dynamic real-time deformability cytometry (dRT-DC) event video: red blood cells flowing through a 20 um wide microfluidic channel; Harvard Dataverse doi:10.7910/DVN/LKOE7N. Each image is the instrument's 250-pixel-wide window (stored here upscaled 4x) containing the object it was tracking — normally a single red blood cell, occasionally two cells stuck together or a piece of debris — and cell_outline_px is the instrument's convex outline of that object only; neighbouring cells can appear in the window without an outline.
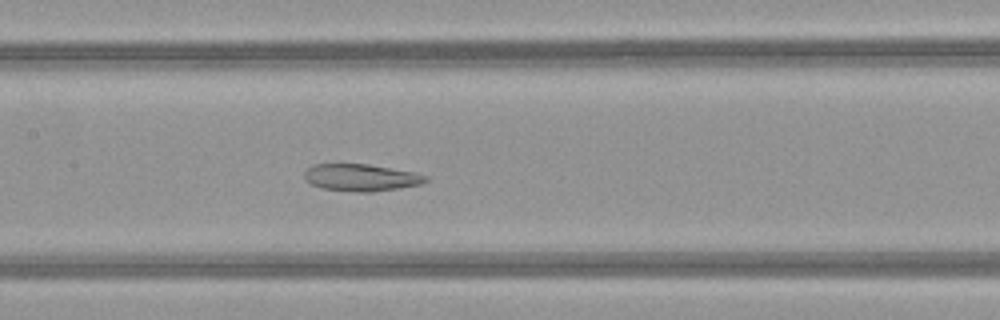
{"species": "common noctule bat (a hibernating species)", "species_latin": "Nyctalus noctula", "temperature_condition": "warm", "stored_images_in_passage": 51, "camera_frame_rate_fps": 3000, "um_per_image_px": 0.085, "animal": {"sex": "female", "body_mass_g": 21.9}, "frame": {"image": 1, "passage_image": 24, "time_ms": 7.667, "image_size_px": [1000, 320], "cell_outline_px": [[428, 180], [420, 184], [372, 192], [356, 192], [320, 188], [304, 180], [304, 172], [312, 164], [368, 164], [416, 172], [428, 176]], "centroid_in_image_um": [30.67, 15.08], "position_along_channel_um": 176.7, "area_um2": 19.19}}
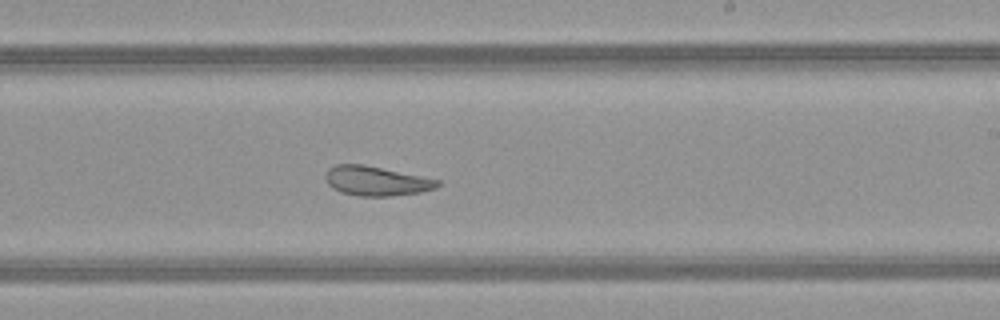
{"frame": {"image": 2, "passage_image": 30, "time_ms": 9.667, "image_size_px": [1000, 320], "cell_outline_px": [[440, 184], [436, 188], [420, 192], [392, 196], [360, 196], [340, 192], [332, 188], [328, 184], [324, 176], [328, 168], [336, 164], [364, 164], [440, 180]], "centroid_in_image_um": [31.95, 15.38], "position_along_channel_um": 257.0, "area_um2": 19.31}}
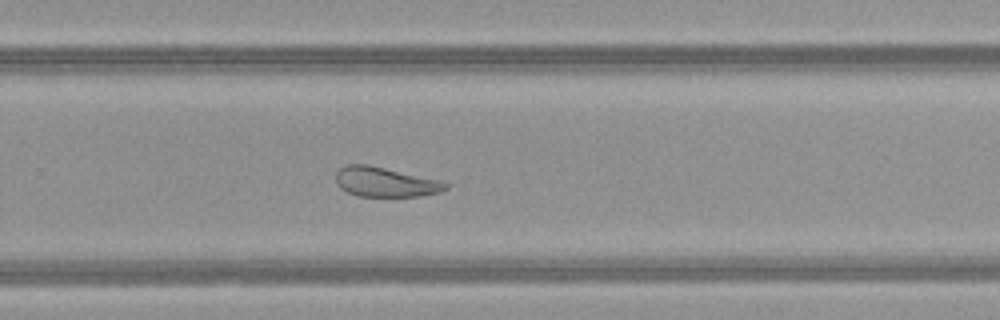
{"frame": {"image": 3, "passage_image": 33, "time_ms": 10.667, "image_size_px": [1000, 320], "cell_outline_px": [[448, 188], [440, 192], [420, 196], [356, 196], [340, 188], [336, 184], [336, 172], [340, 168], [348, 164], [368, 164], [444, 180], [448, 184]], "centroid_in_image_um": [32.78, 15.46], "position_along_channel_um": 297.0, "area_um2": 19.31}, "authors_computed_cell_mechanics": {"area_um2": 26.588, "velocity_mm_per_s": 4.0221, "shape_relaxation_time_tau1_ms": null, "shape_relaxation_time_tau2_ms": 2.8769, "deformation_change_tau1": null, "deformation_change_tau2": 0.1033}}